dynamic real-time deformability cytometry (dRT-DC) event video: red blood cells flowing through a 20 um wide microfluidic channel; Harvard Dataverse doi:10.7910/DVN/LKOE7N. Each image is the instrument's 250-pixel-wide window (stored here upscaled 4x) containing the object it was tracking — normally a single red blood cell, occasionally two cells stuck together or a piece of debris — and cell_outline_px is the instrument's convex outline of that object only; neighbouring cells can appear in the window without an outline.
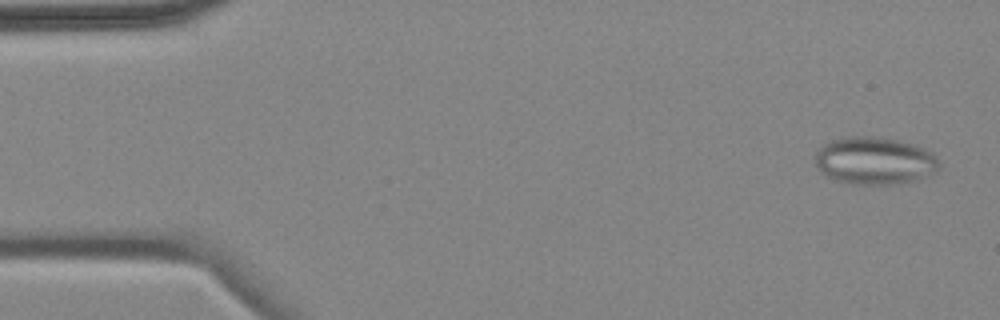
{"species": "common noctule bat (a hibernating species)", "species_latin": "Nyctalus noctula", "temperature_condition": "cold", "stored_images_in_passage": 14, "segment_of_instrument_passage": [1, 2], "camera_frame_rate_fps": 3000, "um_per_image_px": 0.085, "animal": {"sex": "female", "body_mass_g": 18.4}, "frame": {"image": 1, "passage_image": 1, "time_ms": 0.0, "image_size_px": [1000, 320], "cell_outline_px": [[940, 168], [936, 172], [916, 180], [900, 184], [852, 184], [836, 180], [820, 172], [816, 164], [816, 152], [824, 144], [840, 136], [880, 136], [900, 140], [916, 144], [932, 152], [936, 156], [940, 164]], "centroid_in_image_um": [74.38, 13.64], "position_along_channel_um": 10.6, "area_um2": 34.85}}